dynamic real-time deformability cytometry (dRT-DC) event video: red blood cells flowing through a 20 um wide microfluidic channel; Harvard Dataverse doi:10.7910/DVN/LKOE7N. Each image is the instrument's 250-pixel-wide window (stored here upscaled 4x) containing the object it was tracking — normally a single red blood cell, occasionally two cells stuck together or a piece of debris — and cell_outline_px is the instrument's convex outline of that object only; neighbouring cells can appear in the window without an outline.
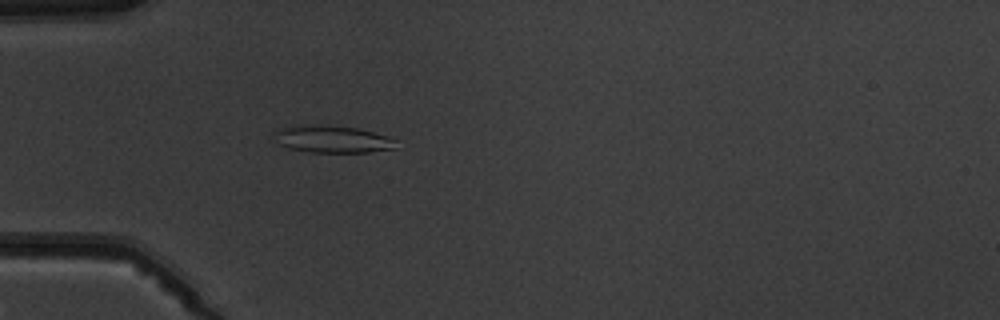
{"species": "common noctule bat (a hibernating species)", "species_latin": "Nyctalus noctula", "temperature_condition": "warm", "stored_images_in_passage": 5, "camera_frame_rate_fps": 3000, "um_per_image_px": 0.085, "animal": {"sex": "male", "body_mass_g": 19.5, "forearm_length_mm": 54.6}, "frame": {"image": 1, "passage_image": 5, "time_ms": 5.333, "image_size_px": [1000, 320], "cell_outline_px": [[396, 148], [368, 152], [312, 152], [288, 148], [280, 144], [276, 132], [284, 128], [304, 124], [356, 128], [372, 132], [396, 140]], "centroid_in_image_um": [28.3, 11.84], "position_along_channel_um": 56.7, "area_um2": 18.61}}